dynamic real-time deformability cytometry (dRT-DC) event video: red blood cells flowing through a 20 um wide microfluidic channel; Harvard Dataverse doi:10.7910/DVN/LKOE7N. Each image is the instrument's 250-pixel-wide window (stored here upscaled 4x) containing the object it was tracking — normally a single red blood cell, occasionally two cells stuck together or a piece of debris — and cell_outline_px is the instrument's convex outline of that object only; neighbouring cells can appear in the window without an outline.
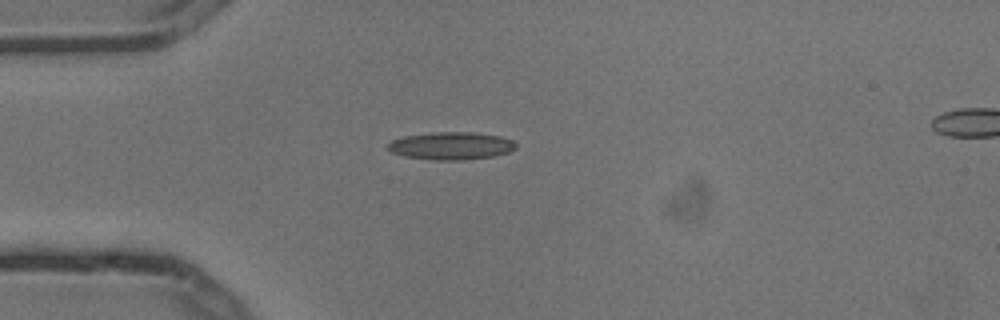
{"species": "common noctule bat (a hibernating species)", "species_latin": "Nyctalus noctula", "temperature_condition": "cold", "stored_images_in_passage": 6, "camera_frame_rate_fps": 3000, "um_per_image_px": 0.085, "animal": {"sex": "male", "body_mass_g": 13.3}, "frame": {"image": 1, "passage_image": 5, "time_ms": 1.333, "image_size_px": [1000, 320], "cell_outline_px": [[516, 148], [508, 152], [492, 156], [464, 160], [432, 160], [404, 156], [392, 152], [388, 148], [388, 144], [392, 140], [404, 136], [436, 132], [472, 132], [500, 136], [512, 140], [516, 144]], "centroid_in_image_um": [38.35, 12.39], "position_along_channel_um": 46.7, "area_um2": 20.52}}